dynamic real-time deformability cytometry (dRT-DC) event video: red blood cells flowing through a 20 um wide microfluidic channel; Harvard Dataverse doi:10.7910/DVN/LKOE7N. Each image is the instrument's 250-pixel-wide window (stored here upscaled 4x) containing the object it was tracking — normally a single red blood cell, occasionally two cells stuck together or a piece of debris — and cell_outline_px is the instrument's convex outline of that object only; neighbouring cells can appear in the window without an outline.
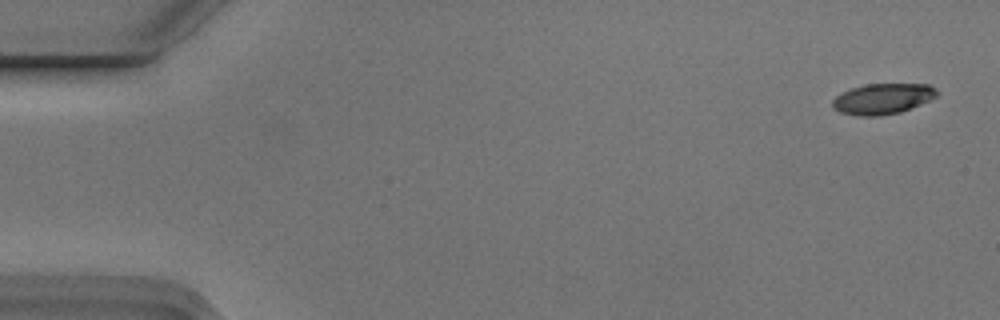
{"species": "Egyptian fruit bat (a non-hibernating species)", "species_latin": "Rousettus aegyptiacus", "temperature_condition": "cold", "stored_images_in_passage": 5, "segment_of_instrument_passage": [2, 2], "camera_frame_rate_fps": 3000, "um_per_image_px": 0.085, "animal": {"sex": "male"}, "frame": {"image": 1, "passage_image": 5, "time_ms": 1.333, "image_size_px": [1000, 320], "cell_outline_px": [[940, 92], [936, 96], [920, 104], [900, 112], [880, 116], [856, 116], [840, 112], [832, 108], [832, 100], [836, 96], [852, 88], [864, 84], [928, 84], [936, 88]], "centroid_in_image_um": [75.01, 8.4], "position_along_channel_um": 10.0, "area_um2": 18.67}}